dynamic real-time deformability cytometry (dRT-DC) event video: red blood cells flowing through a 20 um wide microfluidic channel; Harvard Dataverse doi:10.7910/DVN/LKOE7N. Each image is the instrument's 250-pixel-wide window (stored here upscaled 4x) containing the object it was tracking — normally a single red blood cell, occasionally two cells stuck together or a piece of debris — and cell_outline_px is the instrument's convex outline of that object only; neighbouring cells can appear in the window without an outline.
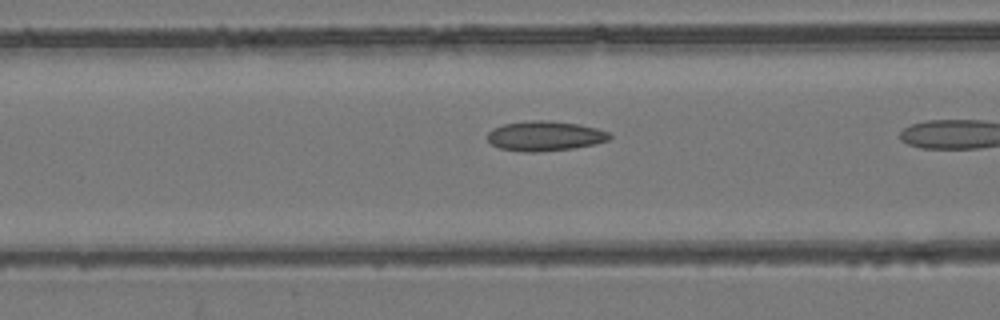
{"species": "common noctule bat (a hibernating species)", "species_latin": "Nyctalus noctula", "temperature_condition": "room temperature", "stored_images_in_passage": 12, "camera_frame_rate_fps": 3000, "um_per_image_px": 0.085, "animal": {"sex": "female", "body_mass_g": 24.6, "forearm_length_mm": 56.2}, "frame": {"image": 1, "passage_image": 10, "time_ms": 3.0, "image_size_px": [1000, 320], "cell_outline_px": [[612, 136], [608, 140], [596, 144], [572, 148], [540, 152], [524, 152], [500, 148], [492, 144], [488, 140], [488, 132], [492, 128], [504, 124], [528, 120], [548, 120], [576, 124], [596, 128], [608, 132]], "centroid_in_image_um": [46.3, 11.56], "position_along_channel_um": 120.3, "area_um2": 21.21}}